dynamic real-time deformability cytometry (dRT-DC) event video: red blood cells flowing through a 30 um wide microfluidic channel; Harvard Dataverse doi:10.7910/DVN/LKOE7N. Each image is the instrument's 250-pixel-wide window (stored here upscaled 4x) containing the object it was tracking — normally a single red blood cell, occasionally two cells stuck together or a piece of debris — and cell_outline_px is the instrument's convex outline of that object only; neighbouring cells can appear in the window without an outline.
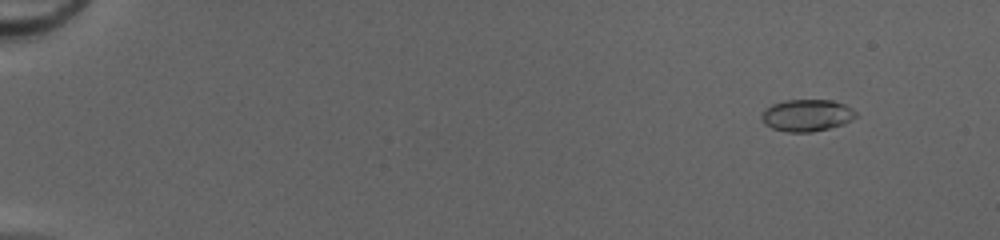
{"species": "common noctule bat (a hibernating species)", "species_latin": "Nyctalus noctula", "temperature_condition": "cold", "stored_images_in_passage": 52, "camera_frame_rate_fps": 3000, "um_per_image_px": 0.085, "animal": {"sex": "female", "body_mass_g": 20.0, "forearm_length_mm": 54.0}, "frame": {"image": 1, "passage_image": 6, "time_ms": 1.667, "image_size_px": [1000, 240], "cell_outline_px": [[856, 116], [844, 124], [812, 132], [784, 132], [772, 128], [764, 124], [760, 116], [764, 108], [772, 104], [784, 100], [832, 100], [844, 104], [852, 108], [856, 112]], "centroid_in_image_um": [68.54, 9.8], "position_along_channel_um": 16.5, "area_um2": 17.69}}
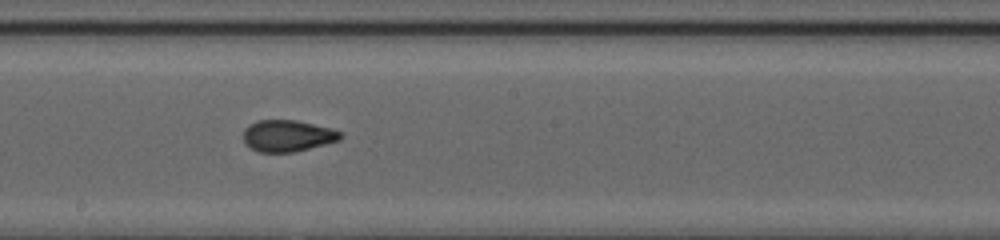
{"frame": {"image": 2, "passage_image": 32, "time_ms": 10.333, "image_size_px": [1000, 240], "cell_outline_px": [[344, 136], [340, 140], [296, 152], [260, 152], [244, 144], [244, 128], [248, 124], [256, 120], [296, 120], [332, 128], [344, 132]], "centroid_in_image_um": [24.47, 11.53], "position_along_channel_um": 223.7, "area_um2": 18.15}}
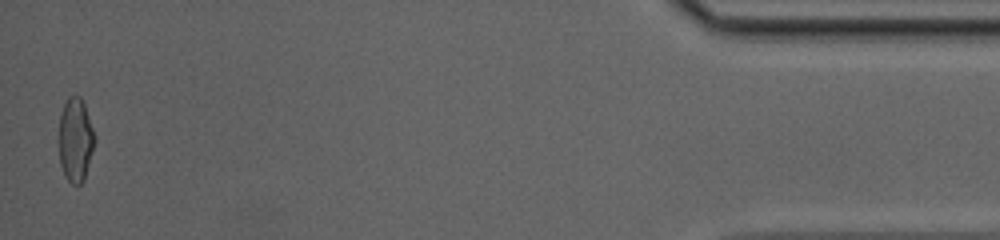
{"frame": {"image": 3, "passage_image": 52, "time_ms": 17.0, "image_size_px": [1000, 240], "cell_outline_px": [[96, 140], [84, 180], [80, 184], [72, 184], [64, 176], [60, 164], [60, 116], [64, 104], [68, 96], [80, 96], [84, 104], [96, 136]], "centroid_in_image_um": [6.44, 11.9], "position_along_channel_um": 428.8, "area_um2": 17.4}, "authors_computed_cell_mechanics": {"area_um2": 17.629, "velocity_mm_per_s": 4.2225, "shape_relaxation_time_tau1_ms": 6.0123, "shape_relaxation_time_tau2_ms": 1.0751, "deformation_change_tau1": 0.2335, "deformation_change_tau2": 0.0666}}